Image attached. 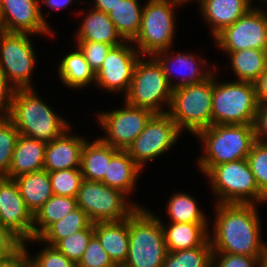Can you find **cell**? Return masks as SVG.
Listing matches in <instances>:
<instances>
[{
    "label": "cell",
    "mask_w": 267,
    "mask_h": 267,
    "mask_svg": "<svg viewBox=\"0 0 267 267\" xmlns=\"http://www.w3.org/2000/svg\"><path fill=\"white\" fill-rule=\"evenodd\" d=\"M214 219L210 220L209 239L212 253L264 256L260 207L252 203L213 204ZM212 222V223H211ZM263 238V240H262Z\"/></svg>",
    "instance_id": "cell-1"
},
{
    "label": "cell",
    "mask_w": 267,
    "mask_h": 267,
    "mask_svg": "<svg viewBox=\"0 0 267 267\" xmlns=\"http://www.w3.org/2000/svg\"><path fill=\"white\" fill-rule=\"evenodd\" d=\"M40 95L35 88L16 89L9 119L20 135L50 143L72 124L69 118L57 113Z\"/></svg>",
    "instance_id": "cell-2"
},
{
    "label": "cell",
    "mask_w": 267,
    "mask_h": 267,
    "mask_svg": "<svg viewBox=\"0 0 267 267\" xmlns=\"http://www.w3.org/2000/svg\"><path fill=\"white\" fill-rule=\"evenodd\" d=\"M195 137L202 150L196 166L204 176L215 165L247 159L256 141L253 124L211 125Z\"/></svg>",
    "instance_id": "cell-3"
},
{
    "label": "cell",
    "mask_w": 267,
    "mask_h": 267,
    "mask_svg": "<svg viewBox=\"0 0 267 267\" xmlns=\"http://www.w3.org/2000/svg\"><path fill=\"white\" fill-rule=\"evenodd\" d=\"M129 248L122 267H161L168 254L159 215L138 207L128 217Z\"/></svg>",
    "instance_id": "cell-4"
},
{
    "label": "cell",
    "mask_w": 267,
    "mask_h": 267,
    "mask_svg": "<svg viewBox=\"0 0 267 267\" xmlns=\"http://www.w3.org/2000/svg\"><path fill=\"white\" fill-rule=\"evenodd\" d=\"M143 3L141 28L132 44L142 56H154L160 51L174 47L178 7L180 9L189 2L146 0Z\"/></svg>",
    "instance_id": "cell-5"
},
{
    "label": "cell",
    "mask_w": 267,
    "mask_h": 267,
    "mask_svg": "<svg viewBox=\"0 0 267 267\" xmlns=\"http://www.w3.org/2000/svg\"><path fill=\"white\" fill-rule=\"evenodd\" d=\"M217 69L213 73L212 125L253 124L258 108L255 84L231 79L221 81Z\"/></svg>",
    "instance_id": "cell-6"
},
{
    "label": "cell",
    "mask_w": 267,
    "mask_h": 267,
    "mask_svg": "<svg viewBox=\"0 0 267 267\" xmlns=\"http://www.w3.org/2000/svg\"><path fill=\"white\" fill-rule=\"evenodd\" d=\"M205 177L208 184L210 183L214 204L267 203V198L260 192L247 159L215 165Z\"/></svg>",
    "instance_id": "cell-7"
},
{
    "label": "cell",
    "mask_w": 267,
    "mask_h": 267,
    "mask_svg": "<svg viewBox=\"0 0 267 267\" xmlns=\"http://www.w3.org/2000/svg\"><path fill=\"white\" fill-rule=\"evenodd\" d=\"M213 74L206 80L172 90L168 110L179 130L195 136L212 125Z\"/></svg>",
    "instance_id": "cell-8"
},
{
    "label": "cell",
    "mask_w": 267,
    "mask_h": 267,
    "mask_svg": "<svg viewBox=\"0 0 267 267\" xmlns=\"http://www.w3.org/2000/svg\"><path fill=\"white\" fill-rule=\"evenodd\" d=\"M127 104L147 108L154 113H168L172 89L163 67L154 56H141L136 64L128 92Z\"/></svg>",
    "instance_id": "cell-9"
},
{
    "label": "cell",
    "mask_w": 267,
    "mask_h": 267,
    "mask_svg": "<svg viewBox=\"0 0 267 267\" xmlns=\"http://www.w3.org/2000/svg\"><path fill=\"white\" fill-rule=\"evenodd\" d=\"M76 199L78 207L93 223L122 221L138 207H144L117 188L86 179H83Z\"/></svg>",
    "instance_id": "cell-10"
},
{
    "label": "cell",
    "mask_w": 267,
    "mask_h": 267,
    "mask_svg": "<svg viewBox=\"0 0 267 267\" xmlns=\"http://www.w3.org/2000/svg\"><path fill=\"white\" fill-rule=\"evenodd\" d=\"M28 33H0V69L16 89L35 88L36 46ZM35 47V48H34Z\"/></svg>",
    "instance_id": "cell-11"
},
{
    "label": "cell",
    "mask_w": 267,
    "mask_h": 267,
    "mask_svg": "<svg viewBox=\"0 0 267 267\" xmlns=\"http://www.w3.org/2000/svg\"><path fill=\"white\" fill-rule=\"evenodd\" d=\"M121 102L119 108L96 112L95 119L97 127L104 131L103 136L98 135L102 141L116 149L127 150L155 113L147 108L129 105L124 100Z\"/></svg>",
    "instance_id": "cell-12"
},
{
    "label": "cell",
    "mask_w": 267,
    "mask_h": 267,
    "mask_svg": "<svg viewBox=\"0 0 267 267\" xmlns=\"http://www.w3.org/2000/svg\"><path fill=\"white\" fill-rule=\"evenodd\" d=\"M182 135L183 133L168 113H155L126 151L134 162L145 171L144 168L148 163L157 160L160 156H165L169 150L171 151Z\"/></svg>",
    "instance_id": "cell-13"
},
{
    "label": "cell",
    "mask_w": 267,
    "mask_h": 267,
    "mask_svg": "<svg viewBox=\"0 0 267 267\" xmlns=\"http://www.w3.org/2000/svg\"><path fill=\"white\" fill-rule=\"evenodd\" d=\"M212 40L219 51L259 49L267 51V13L252 7Z\"/></svg>",
    "instance_id": "cell-14"
},
{
    "label": "cell",
    "mask_w": 267,
    "mask_h": 267,
    "mask_svg": "<svg viewBox=\"0 0 267 267\" xmlns=\"http://www.w3.org/2000/svg\"><path fill=\"white\" fill-rule=\"evenodd\" d=\"M141 56L132 41L112 47L101 68L95 72L96 88L107 93H115V96L123 94V97L129 90L136 64Z\"/></svg>",
    "instance_id": "cell-15"
},
{
    "label": "cell",
    "mask_w": 267,
    "mask_h": 267,
    "mask_svg": "<svg viewBox=\"0 0 267 267\" xmlns=\"http://www.w3.org/2000/svg\"><path fill=\"white\" fill-rule=\"evenodd\" d=\"M198 53L199 51L189 53L178 51L177 53L173 47L154 55L163 67L172 90L189 84L200 83L217 70L215 63L210 64L208 57L206 59Z\"/></svg>",
    "instance_id": "cell-16"
},
{
    "label": "cell",
    "mask_w": 267,
    "mask_h": 267,
    "mask_svg": "<svg viewBox=\"0 0 267 267\" xmlns=\"http://www.w3.org/2000/svg\"><path fill=\"white\" fill-rule=\"evenodd\" d=\"M4 32L55 37L40 14V0H0ZM38 35V36H37Z\"/></svg>",
    "instance_id": "cell-17"
},
{
    "label": "cell",
    "mask_w": 267,
    "mask_h": 267,
    "mask_svg": "<svg viewBox=\"0 0 267 267\" xmlns=\"http://www.w3.org/2000/svg\"><path fill=\"white\" fill-rule=\"evenodd\" d=\"M0 226L22 243L33 238V215L27 209L14 179H8L0 190Z\"/></svg>",
    "instance_id": "cell-18"
},
{
    "label": "cell",
    "mask_w": 267,
    "mask_h": 267,
    "mask_svg": "<svg viewBox=\"0 0 267 267\" xmlns=\"http://www.w3.org/2000/svg\"><path fill=\"white\" fill-rule=\"evenodd\" d=\"M88 138L74 132L71 125L58 138L47 143L43 169L59 171L81 167V153Z\"/></svg>",
    "instance_id": "cell-19"
},
{
    "label": "cell",
    "mask_w": 267,
    "mask_h": 267,
    "mask_svg": "<svg viewBox=\"0 0 267 267\" xmlns=\"http://www.w3.org/2000/svg\"><path fill=\"white\" fill-rule=\"evenodd\" d=\"M193 1L212 39L253 7V0H192L191 3Z\"/></svg>",
    "instance_id": "cell-20"
},
{
    "label": "cell",
    "mask_w": 267,
    "mask_h": 267,
    "mask_svg": "<svg viewBox=\"0 0 267 267\" xmlns=\"http://www.w3.org/2000/svg\"><path fill=\"white\" fill-rule=\"evenodd\" d=\"M89 8V10H88ZM85 10L76 11L74 16H81V23L74 32L76 41L100 42L114 46H118L125 40L117 32L116 27L112 23L109 14L95 10L88 6Z\"/></svg>",
    "instance_id": "cell-21"
},
{
    "label": "cell",
    "mask_w": 267,
    "mask_h": 267,
    "mask_svg": "<svg viewBox=\"0 0 267 267\" xmlns=\"http://www.w3.org/2000/svg\"><path fill=\"white\" fill-rule=\"evenodd\" d=\"M143 171L126 150H119L107 164L102 183L121 190L130 198L137 193V179Z\"/></svg>",
    "instance_id": "cell-22"
},
{
    "label": "cell",
    "mask_w": 267,
    "mask_h": 267,
    "mask_svg": "<svg viewBox=\"0 0 267 267\" xmlns=\"http://www.w3.org/2000/svg\"><path fill=\"white\" fill-rule=\"evenodd\" d=\"M94 235L113 263L122 267L129 248L128 218L122 221L95 222Z\"/></svg>",
    "instance_id": "cell-23"
},
{
    "label": "cell",
    "mask_w": 267,
    "mask_h": 267,
    "mask_svg": "<svg viewBox=\"0 0 267 267\" xmlns=\"http://www.w3.org/2000/svg\"><path fill=\"white\" fill-rule=\"evenodd\" d=\"M47 143L19 135L8 171V178L43 170Z\"/></svg>",
    "instance_id": "cell-24"
},
{
    "label": "cell",
    "mask_w": 267,
    "mask_h": 267,
    "mask_svg": "<svg viewBox=\"0 0 267 267\" xmlns=\"http://www.w3.org/2000/svg\"><path fill=\"white\" fill-rule=\"evenodd\" d=\"M56 71L59 82L70 90L86 89L92 86L90 84L95 86V72L77 46L61 57Z\"/></svg>",
    "instance_id": "cell-25"
},
{
    "label": "cell",
    "mask_w": 267,
    "mask_h": 267,
    "mask_svg": "<svg viewBox=\"0 0 267 267\" xmlns=\"http://www.w3.org/2000/svg\"><path fill=\"white\" fill-rule=\"evenodd\" d=\"M159 218L168 252L201 246L209 238L210 223H165L163 217Z\"/></svg>",
    "instance_id": "cell-26"
},
{
    "label": "cell",
    "mask_w": 267,
    "mask_h": 267,
    "mask_svg": "<svg viewBox=\"0 0 267 267\" xmlns=\"http://www.w3.org/2000/svg\"><path fill=\"white\" fill-rule=\"evenodd\" d=\"M93 139V141H92ZM85 141L81 153V173L83 179L102 182L107 164L119 149L105 143L99 137Z\"/></svg>",
    "instance_id": "cell-27"
},
{
    "label": "cell",
    "mask_w": 267,
    "mask_h": 267,
    "mask_svg": "<svg viewBox=\"0 0 267 267\" xmlns=\"http://www.w3.org/2000/svg\"><path fill=\"white\" fill-rule=\"evenodd\" d=\"M227 56L230 73L236 81H248L254 83L267 68V51L259 49H244L240 51H221ZM232 70V71H231Z\"/></svg>",
    "instance_id": "cell-28"
},
{
    "label": "cell",
    "mask_w": 267,
    "mask_h": 267,
    "mask_svg": "<svg viewBox=\"0 0 267 267\" xmlns=\"http://www.w3.org/2000/svg\"><path fill=\"white\" fill-rule=\"evenodd\" d=\"M14 181L33 216L53 196L49 173L44 169L18 176Z\"/></svg>",
    "instance_id": "cell-29"
},
{
    "label": "cell",
    "mask_w": 267,
    "mask_h": 267,
    "mask_svg": "<svg viewBox=\"0 0 267 267\" xmlns=\"http://www.w3.org/2000/svg\"><path fill=\"white\" fill-rule=\"evenodd\" d=\"M166 203L165 217L174 223H210L206 211L202 210L200 202L188 192L174 191Z\"/></svg>",
    "instance_id": "cell-30"
},
{
    "label": "cell",
    "mask_w": 267,
    "mask_h": 267,
    "mask_svg": "<svg viewBox=\"0 0 267 267\" xmlns=\"http://www.w3.org/2000/svg\"><path fill=\"white\" fill-rule=\"evenodd\" d=\"M143 7L141 0H122L109 13L117 32L125 41H133L138 35Z\"/></svg>",
    "instance_id": "cell-31"
},
{
    "label": "cell",
    "mask_w": 267,
    "mask_h": 267,
    "mask_svg": "<svg viewBox=\"0 0 267 267\" xmlns=\"http://www.w3.org/2000/svg\"><path fill=\"white\" fill-rule=\"evenodd\" d=\"M77 208L76 198L53 195L33 216V238Z\"/></svg>",
    "instance_id": "cell-32"
},
{
    "label": "cell",
    "mask_w": 267,
    "mask_h": 267,
    "mask_svg": "<svg viewBox=\"0 0 267 267\" xmlns=\"http://www.w3.org/2000/svg\"><path fill=\"white\" fill-rule=\"evenodd\" d=\"M92 224L88 215L78 207L63 219L51 224L38 239L49 246H54L59 240L89 228Z\"/></svg>",
    "instance_id": "cell-33"
},
{
    "label": "cell",
    "mask_w": 267,
    "mask_h": 267,
    "mask_svg": "<svg viewBox=\"0 0 267 267\" xmlns=\"http://www.w3.org/2000/svg\"><path fill=\"white\" fill-rule=\"evenodd\" d=\"M38 243V244H37ZM41 245L38 253L31 255V250L27 246ZM43 246V247H42ZM22 260L29 267H77V264L68 259L64 254L58 251L54 246H49L38 238H32L22 245Z\"/></svg>",
    "instance_id": "cell-34"
},
{
    "label": "cell",
    "mask_w": 267,
    "mask_h": 267,
    "mask_svg": "<svg viewBox=\"0 0 267 267\" xmlns=\"http://www.w3.org/2000/svg\"><path fill=\"white\" fill-rule=\"evenodd\" d=\"M212 252L208 238L201 246L168 252L161 267H212Z\"/></svg>",
    "instance_id": "cell-35"
},
{
    "label": "cell",
    "mask_w": 267,
    "mask_h": 267,
    "mask_svg": "<svg viewBox=\"0 0 267 267\" xmlns=\"http://www.w3.org/2000/svg\"><path fill=\"white\" fill-rule=\"evenodd\" d=\"M49 173L53 195L76 198L83 175L80 168L51 171Z\"/></svg>",
    "instance_id": "cell-36"
},
{
    "label": "cell",
    "mask_w": 267,
    "mask_h": 267,
    "mask_svg": "<svg viewBox=\"0 0 267 267\" xmlns=\"http://www.w3.org/2000/svg\"><path fill=\"white\" fill-rule=\"evenodd\" d=\"M94 235V223L79 232L59 240L54 247L76 264L84 254L91 237Z\"/></svg>",
    "instance_id": "cell-37"
},
{
    "label": "cell",
    "mask_w": 267,
    "mask_h": 267,
    "mask_svg": "<svg viewBox=\"0 0 267 267\" xmlns=\"http://www.w3.org/2000/svg\"><path fill=\"white\" fill-rule=\"evenodd\" d=\"M19 132L9 119L0 120V173L7 176Z\"/></svg>",
    "instance_id": "cell-38"
},
{
    "label": "cell",
    "mask_w": 267,
    "mask_h": 267,
    "mask_svg": "<svg viewBox=\"0 0 267 267\" xmlns=\"http://www.w3.org/2000/svg\"><path fill=\"white\" fill-rule=\"evenodd\" d=\"M247 160L260 192L267 198V143L255 141Z\"/></svg>",
    "instance_id": "cell-39"
},
{
    "label": "cell",
    "mask_w": 267,
    "mask_h": 267,
    "mask_svg": "<svg viewBox=\"0 0 267 267\" xmlns=\"http://www.w3.org/2000/svg\"><path fill=\"white\" fill-rule=\"evenodd\" d=\"M77 267H117L103 249L98 238L93 235L77 263Z\"/></svg>",
    "instance_id": "cell-40"
},
{
    "label": "cell",
    "mask_w": 267,
    "mask_h": 267,
    "mask_svg": "<svg viewBox=\"0 0 267 267\" xmlns=\"http://www.w3.org/2000/svg\"><path fill=\"white\" fill-rule=\"evenodd\" d=\"M73 44L80 49L94 72L101 68L106 55L113 47L109 44L89 41H75Z\"/></svg>",
    "instance_id": "cell-41"
},
{
    "label": "cell",
    "mask_w": 267,
    "mask_h": 267,
    "mask_svg": "<svg viewBox=\"0 0 267 267\" xmlns=\"http://www.w3.org/2000/svg\"><path fill=\"white\" fill-rule=\"evenodd\" d=\"M262 256L212 253V267H256Z\"/></svg>",
    "instance_id": "cell-42"
},
{
    "label": "cell",
    "mask_w": 267,
    "mask_h": 267,
    "mask_svg": "<svg viewBox=\"0 0 267 267\" xmlns=\"http://www.w3.org/2000/svg\"><path fill=\"white\" fill-rule=\"evenodd\" d=\"M22 245L16 236L0 226V258H22Z\"/></svg>",
    "instance_id": "cell-43"
},
{
    "label": "cell",
    "mask_w": 267,
    "mask_h": 267,
    "mask_svg": "<svg viewBox=\"0 0 267 267\" xmlns=\"http://www.w3.org/2000/svg\"><path fill=\"white\" fill-rule=\"evenodd\" d=\"M16 88L8 81L0 69V120L9 118L11 103Z\"/></svg>",
    "instance_id": "cell-44"
},
{
    "label": "cell",
    "mask_w": 267,
    "mask_h": 267,
    "mask_svg": "<svg viewBox=\"0 0 267 267\" xmlns=\"http://www.w3.org/2000/svg\"><path fill=\"white\" fill-rule=\"evenodd\" d=\"M253 127L255 140L267 143V103L258 104Z\"/></svg>",
    "instance_id": "cell-45"
},
{
    "label": "cell",
    "mask_w": 267,
    "mask_h": 267,
    "mask_svg": "<svg viewBox=\"0 0 267 267\" xmlns=\"http://www.w3.org/2000/svg\"><path fill=\"white\" fill-rule=\"evenodd\" d=\"M73 2H76L75 0H40V14L42 19L44 20V23L53 31L54 29L52 28L53 26L50 25V23L48 22V18L49 17V13L50 11H60L63 9V11L65 9H67L66 11H69L71 5H73ZM79 2L83 3L84 1L82 0H77V3L79 4ZM47 7L50 8L48 9L49 11H47L46 13L43 12L42 7ZM69 8V9H68ZM46 16V17H45Z\"/></svg>",
    "instance_id": "cell-46"
},
{
    "label": "cell",
    "mask_w": 267,
    "mask_h": 267,
    "mask_svg": "<svg viewBox=\"0 0 267 267\" xmlns=\"http://www.w3.org/2000/svg\"><path fill=\"white\" fill-rule=\"evenodd\" d=\"M258 104L267 103V68L254 82Z\"/></svg>",
    "instance_id": "cell-47"
},
{
    "label": "cell",
    "mask_w": 267,
    "mask_h": 267,
    "mask_svg": "<svg viewBox=\"0 0 267 267\" xmlns=\"http://www.w3.org/2000/svg\"><path fill=\"white\" fill-rule=\"evenodd\" d=\"M90 0L84 2L82 4L86 5V2H88V6L91 8L105 12L106 14H109L122 0ZM90 3V4H89Z\"/></svg>",
    "instance_id": "cell-48"
},
{
    "label": "cell",
    "mask_w": 267,
    "mask_h": 267,
    "mask_svg": "<svg viewBox=\"0 0 267 267\" xmlns=\"http://www.w3.org/2000/svg\"><path fill=\"white\" fill-rule=\"evenodd\" d=\"M22 258H0V267H18Z\"/></svg>",
    "instance_id": "cell-49"
},
{
    "label": "cell",
    "mask_w": 267,
    "mask_h": 267,
    "mask_svg": "<svg viewBox=\"0 0 267 267\" xmlns=\"http://www.w3.org/2000/svg\"><path fill=\"white\" fill-rule=\"evenodd\" d=\"M253 1H255V0H253ZM258 3L257 4H260L259 6L257 5L256 6V4H255V2H253V7L254 8H257V9H259V10H262V11H264V12H266L267 13V0H256ZM260 2V3H259ZM263 3V4H262ZM255 4V5H254ZM264 6V7H263Z\"/></svg>",
    "instance_id": "cell-50"
},
{
    "label": "cell",
    "mask_w": 267,
    "mask_h": 267,
    "mask_svg": "<svg viewBox=\"0 0 267 267\" xmlns=\"http://www.w3.org/2000/svg\"><path fill=\"white\" fill-rule=\"evenodd\" d=\"M256 267H267V253L258 260Z\"/></svg>",
    "instance_id": "cell-51"
},
{
    "label": "cell",
    "mask_w": 267,
    "mask_h": 267,
    "mask_svg": "<svg viewBox=\"0 0 267 267\" xmlns=\"http://www.w3.org/2000/svg\"><path fill=\"white\" fill-rule=\"evenodd\" d=\"M8 179H9L8 176H6V175L0 173V190H1L2 185H3Z\"/></svg>",
    "instance_id": "cell-52"
},
{
    "label": "cell",
    "mask_w": 267,
    "mask_h": 267,
    "mask_svg": "<svg viewBox=\"0 0 267 267\" xmlns=\"http://www.w3.org/2000/svg\"><path fill=\"white\" fill-rule=\"evenodd\" d=\"M4 32V23L1 15V10H0V33Z\"/></svg>",
    "instance_id": "cell-53"
},
{
    "label": "cell",
    "mask_w": 267,
    "mask_h": 267,
    "mask_svg": "<svg viewBox=\"0 0 267 267\" xmlns=\"http://www.w3.org/2000/svg\"><path fill=\"white\" fill-rule=\"evenodd\" d=\"M18 267H29L23 260H21L18 264Z\"/></svg>",
    "instance_id": "cell-54"
}]
</instances>
